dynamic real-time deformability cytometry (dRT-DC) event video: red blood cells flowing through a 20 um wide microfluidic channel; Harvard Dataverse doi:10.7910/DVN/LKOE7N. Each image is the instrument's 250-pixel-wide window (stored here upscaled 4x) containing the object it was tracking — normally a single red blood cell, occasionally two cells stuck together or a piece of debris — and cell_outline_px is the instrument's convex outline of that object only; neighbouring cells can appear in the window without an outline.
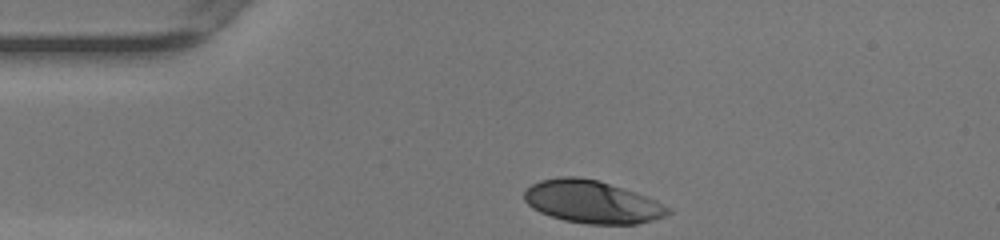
{"species": "human", "species_latin": "Homo sapiens", "temperature_condition": "warm", "stored_images_in_passage": 29, "camera_frame_rate_fps": 3000, "um_per_image_px": 0.085, "donor": {"sex": "female"}, "frame": {"image": 1, "passage_image": 1, "time_ms": 0.0, "image_size_px": [1000, 240], "cell_outline_px": [[672, 212], [664, 216], [652, 220], [636, 224], [588, 224], [564, 220], [540, 212], [532, 208], [524, 200], [524, 192], [532, 184], [540, 180], [560, 176], [576, 176], [596, 180], [636, 192], [656, 200], [672, 208]], "centroid_in_image_um": [50.34, 17.16], "position_along_channel_um": 34.7, "area_um2": 35.66}}
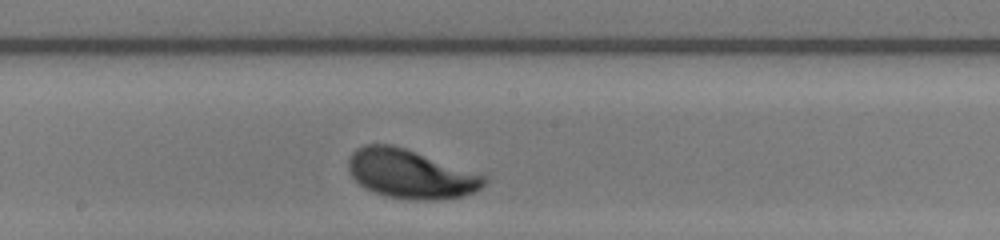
{"frame": {"image": 2, "passage_image": 17, "time_ms": 5.333, "image_size_px": [1000, 240], "cell_outline_px": [[488, 180], [480, 188], [464, 196], [436, 200], [408, 200], [384, 196], [372, 192], [364, 188], [348, 172], [348, 156], [356, 148], [364, 144], [392, 144], [488, 176]], "centroid_in_image_um": [34.86, 14.79], "position_along_channel_um": 213.3, "area_um2": 38.96}}
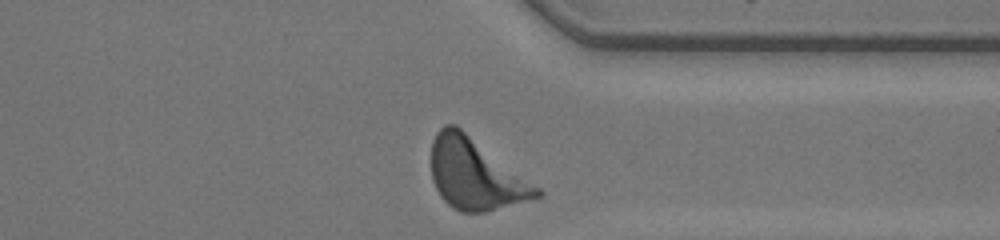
{"frame": {"image": 3, "passage_image": 29, "time_ms": 9.333, "image_size_px": [1000, 240], "cell_outline_px": [[544, 196], [484, 212], [460, 212], [452, 208], [440, 196], [432, 180], [432, 140], [436, 132], [444, 124], [456, 124], [540, 188], [544, 192]], "centroid_in_image_um": [40.4, 14.8], "position_along_channel_um": 371.0, "area_um2": 43.47}, "authors_computed_cell_mechanics": {"area_um2": 38.0902, "velocity_mm_per_s": 4.0205, "shape_relaxation_time_tau1_ms": 2.3272, "shape_relaxation_time_tau2_ms": null, "deformation_change_tau1": 0.1357, "deformation_change_tau2": null}}